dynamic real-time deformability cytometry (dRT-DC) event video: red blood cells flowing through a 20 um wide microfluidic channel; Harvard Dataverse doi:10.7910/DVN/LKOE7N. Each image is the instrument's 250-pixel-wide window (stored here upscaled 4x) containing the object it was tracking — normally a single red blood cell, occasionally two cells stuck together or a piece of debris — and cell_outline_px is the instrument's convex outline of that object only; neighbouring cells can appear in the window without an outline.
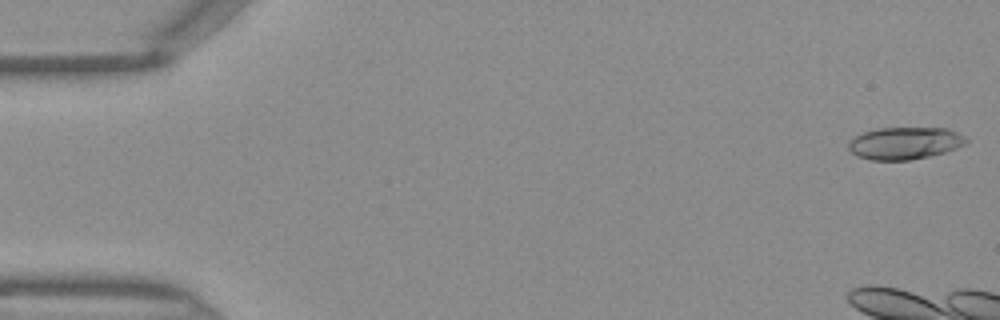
{"species": "Egyptian fruit bat (a non-hibernating species)", "species_latin": "Rousettus aegyptiacus", "temperature_condition": "warm", "stored_images_in_passage": 6, "camera_frame_rate_fps": 3000, "um_per_image_px": 0.085, "frame": {"image": 1, "passage_image": 1, "time_ms": 0.0, "image_size_px": [1000, 320], "cell_outline_px": [[968, 144], [944, 152], [928, 156], [908, 160], [868, 160], [856, 156], [848, 148], [848, 140], [864, 132], [880, 128], [948, 128], [964, 136], [968, 140]], "centroid_in_image_um": [76.9, 12.17], "position_along_channel_um": 8.1, "area_um2": 22.14}}